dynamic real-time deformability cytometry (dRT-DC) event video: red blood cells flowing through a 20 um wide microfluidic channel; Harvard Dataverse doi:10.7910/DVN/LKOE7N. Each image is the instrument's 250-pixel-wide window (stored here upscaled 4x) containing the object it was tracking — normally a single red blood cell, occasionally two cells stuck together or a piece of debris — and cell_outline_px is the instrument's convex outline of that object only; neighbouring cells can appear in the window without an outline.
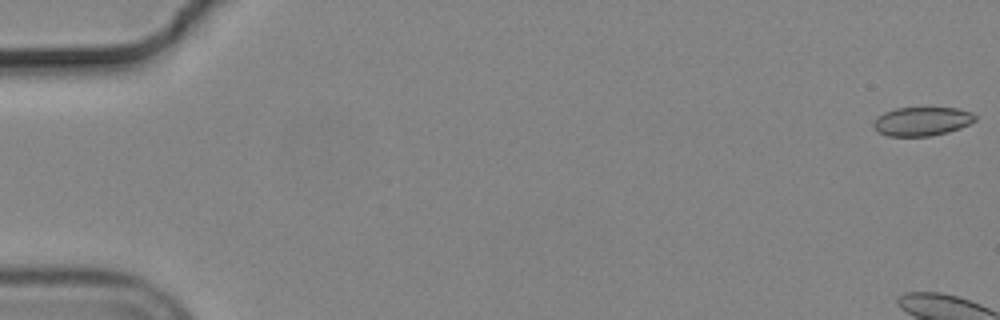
{"species": "common noctule bat (a hibernating species)", "species_latin": "Nyctalus noctula", "temperature_condition": "cold", "stored_images_in_passage": 6, "camera_frame_rate_fps": 3000, "um_per_image_px": 0.085, "animal": {"sex": "male", "body_mass_g": 19.2, "forearm_length_mm": 51.8}, "frame": {"image": 1, "passage_image": 1, "time_ms": 0.0, "image_size_px": [1000, 320], "cell_outline_px": [[976, 120], [960, 128], [948, 132], [928, 136], [888, 136], [880, 132], [872, 124], [876, 116], [884, 112], [896, 108], [960, 108], [972, 112], [976, 116]], "centroid_in_image_um": [78.37, 10.3], "position_along_channel_um": 6.6, "area_um2": 17.05}}